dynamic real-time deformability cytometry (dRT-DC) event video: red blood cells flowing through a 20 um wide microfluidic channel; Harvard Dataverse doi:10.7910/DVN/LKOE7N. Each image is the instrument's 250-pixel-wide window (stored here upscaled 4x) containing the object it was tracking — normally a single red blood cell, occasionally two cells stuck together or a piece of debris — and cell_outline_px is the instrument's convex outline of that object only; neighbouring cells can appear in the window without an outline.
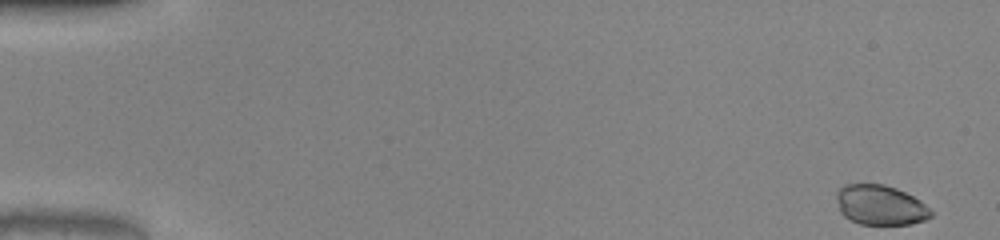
{"species": "common noctule bat (a hibernating species)", "species_latin": "Nyctalus noctula", "temperature_condition": "warm", "stored_images_in_passage": 50, "camera_frame_rate_fps": 3000, "um_per_image_px": 0.085, "animal": {"sex": "male", "body_mass_g": 20.0, "forearm_length_mm": 53.3}, "frame": {"image": 1, "passage_image": 1, "time_ms": 0.0, "image_size_px": [1000, 240], "cell_outline_px": [[932, 216], [924, 220], [912, 224], [860, 224], [844, 216], [840, 212], [836, 196], [836, 192], [844, 184], [884, 184], [896, 188], [920, 200], [932, 212]], "centroid_in_image_um": [74.81, 17.43], "position_along_channel_um": 10.2, "area_um2": 21.85}}
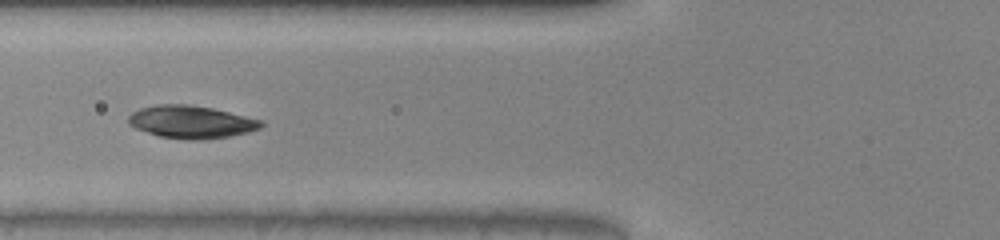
{"frame": {"image": 2, "passage_image": 20, "time_ms": 6.333, "image_size_px": [1000, 240], "cell_outline_px": [[264, 124], [260, 128], [248, 132], [232, 136], [204, 140], [188, 140], [160, 136], [136, 128], [128, 124], [128, 116], [132, 112], [140, 108], [160, 104], [188, 104], [212, 108], [264, 120]], "centroid_in_image_um": [16.28, 10.37], "position_along_channel_um": 109.5, "area_um2": 25.37}}
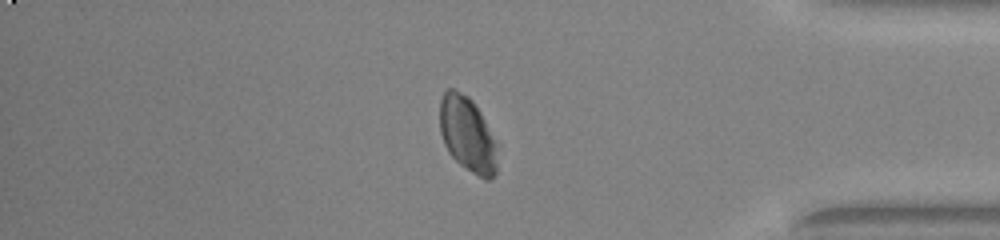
{"frame": {"image": 3, "passage_image": 43, "time_ms": 14.0, "image_size_px": [1000, 240], "cell_outline_px": [[496, 176], [488, 180], [484, 180], [460, 164], [448, 152], [444, 144], [440, 132], [440, 100], [444, 92], [448, 88], [456, 88], [468, 96], [472, 100], [480, 112], [496, 144]], "centroid_in_image_um": [39.71, 11.41], "position_along_channel_um": 395.5, "area_um2": 25.09}}